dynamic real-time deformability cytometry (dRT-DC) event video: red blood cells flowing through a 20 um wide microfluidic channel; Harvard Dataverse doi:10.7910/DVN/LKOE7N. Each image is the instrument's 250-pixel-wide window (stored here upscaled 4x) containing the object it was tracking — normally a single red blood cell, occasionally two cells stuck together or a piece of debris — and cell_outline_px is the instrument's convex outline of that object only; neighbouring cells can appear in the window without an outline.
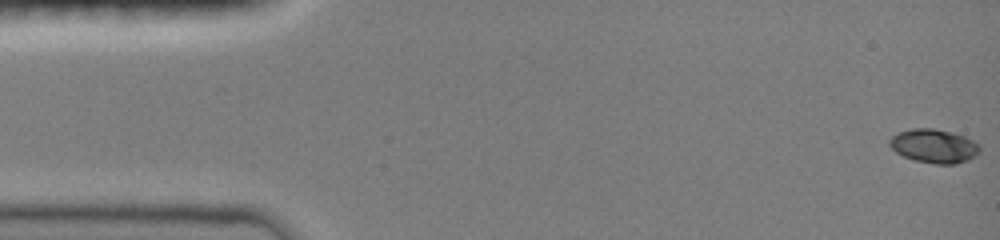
{"species": "common noctule bat (a hibernating species)", "species_latin": "Nyctalus noctula", "temperature_condition": "room temperature", "stored_images_in_passage": 59, "camera_frame_rate_fps": 3000, "um_per_image_px": 0.085, "animal": {"sex": "female", "body_mass_g": 19.0, "forearm_length_mm": 51.5}, "frame": {"image": 1, "passage_image": 1, "time_ms": 0.0, "image_size_px": [1000, 240], "cell_outline_px": [[980, 152], [976, 156], [968, 160], [956, 164], [936, 164], [916, 160], [904, 156], [896, 152], [888, 144], [888, 140], [892, 136], [900, 132], [912, 128], [932, 128], [952, 132], [964, 136], [980, 144]], "centroid_in_image_um": [79.41, 12.41], "position_along_channel_um": 5.6, "area_um2": 17.8}}
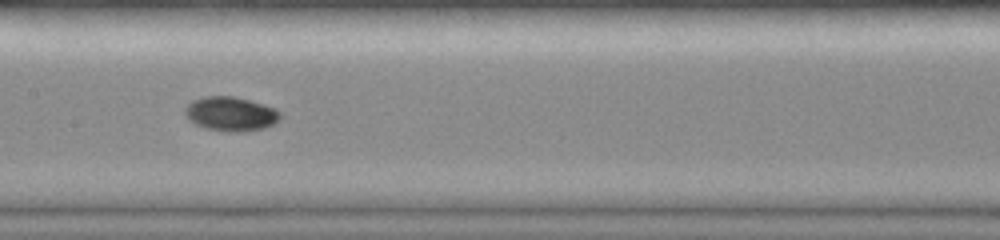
{"frame": {"image": 2, "passage_image": 32, "time_ms": 7.667, "image_size_px": [1000, 240], "cell_outline_px": [[280, 120], [264, 128], [244, 132], [228, 132], [208, 128], [196, 124], [188, 120], [184, 112], [184, 108], [192, 100], [204, 96], [232, 96], [248, 100], [276, 108], [280, 112]], "centroid_in_image_um": [19.6, 9.68], "position_along_channel_um": 187.8, "area_um2": 19.02}}
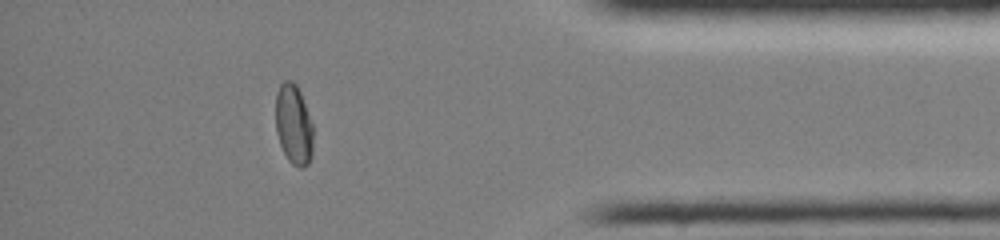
{"frame": {"image": 3, "passage_image": 56, "time_ms": 13.667, "image_size_px": [1000, 240], "cell_outline_px": [[312, 156], [308, 164], [304, 168], [300, 168], [292, 164], [288, 160], [280, 144], [276, 132], [276, 92], [280, 84], [284, 80], [292, 80], [296, 84], [300, 92], [312, 124]], "centroid_in_image_um": [24.95, 10.59], "position_along_channel_um": 410.3, "area_um2": 17.51}, "authors_computed_cell_mechanics": {"area_um2": 17.8024, "velocity_mm_per_s": 4.0644, "shape_relaxation_time_tau1_ms": 5.5772, "shape_relaxation_time_tau2_ms": 3.0598, "deformation_change_tau1": 0.196, "deformation_change_tau2": 0.013}}